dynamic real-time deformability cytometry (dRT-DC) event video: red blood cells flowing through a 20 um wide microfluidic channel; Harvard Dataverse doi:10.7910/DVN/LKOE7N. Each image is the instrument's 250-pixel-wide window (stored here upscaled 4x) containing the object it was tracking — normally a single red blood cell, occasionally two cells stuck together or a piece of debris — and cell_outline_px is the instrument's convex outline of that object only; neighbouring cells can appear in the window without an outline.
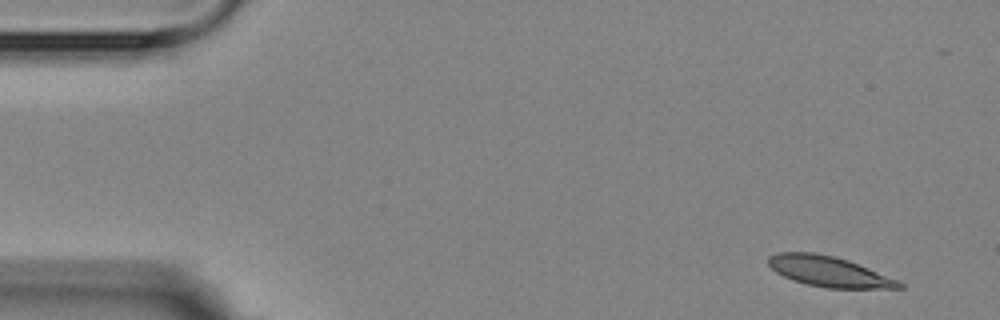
{"species": "Egyptian fruit bat (a non-hibernating species)", "species_latin": "Rousettus aegyptiacus", "temperature_condition": "room temperature", "stored_images_in_passage": 4, "camera_frame_rate_fps": 3000, "um_per_image_px": 0.085, "animal": {"sex": "female"}, "frame": {"image": 1, "passage_image": 1, "time_ms": 0.0, "image_size_px": [1000, 320], "cell_outline_px": [[904, 288], [828, 288], [808, 284], [792, 280], [776, 272], [768, 264], [768, 256], [780, 252], [812, 252], [832, 256], [848, 260], [868, 268], [896, 280], [904, 284]], "centroid_in_image_um": [70.42, 23.07], "position_along_channel_um": 14.6, "area_um2": 22.77}}
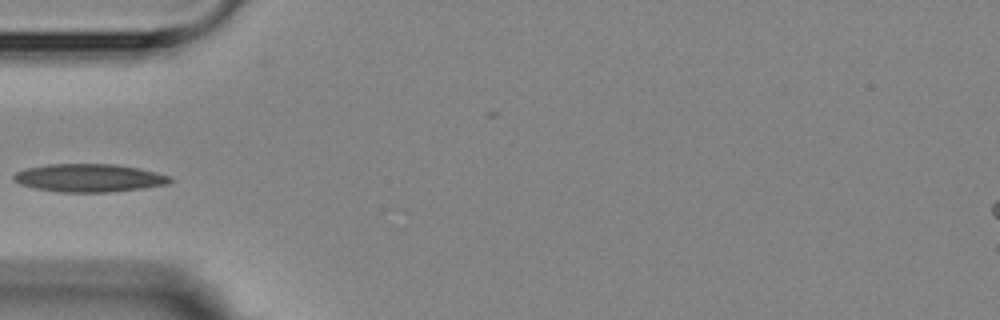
{"frame": {"image": 2, "passage_image": 4, "time_ms": 4.667, "image_size_px": [1000, 320], "cell_outline_px": [[172, 180], [168, 184], [144, 188], [108, 192], [60, 192], [36, 188], [20, 184], [12, 180], [12, 176], [16, 172], [24, 168], [48, 164], [116, 164], [140, 168], [156, 172], [168, 176]], "centroid_in_image_um": [7.54, 15.12], "position_along_channel_um": 77.5, "area_um2": 25.61}}